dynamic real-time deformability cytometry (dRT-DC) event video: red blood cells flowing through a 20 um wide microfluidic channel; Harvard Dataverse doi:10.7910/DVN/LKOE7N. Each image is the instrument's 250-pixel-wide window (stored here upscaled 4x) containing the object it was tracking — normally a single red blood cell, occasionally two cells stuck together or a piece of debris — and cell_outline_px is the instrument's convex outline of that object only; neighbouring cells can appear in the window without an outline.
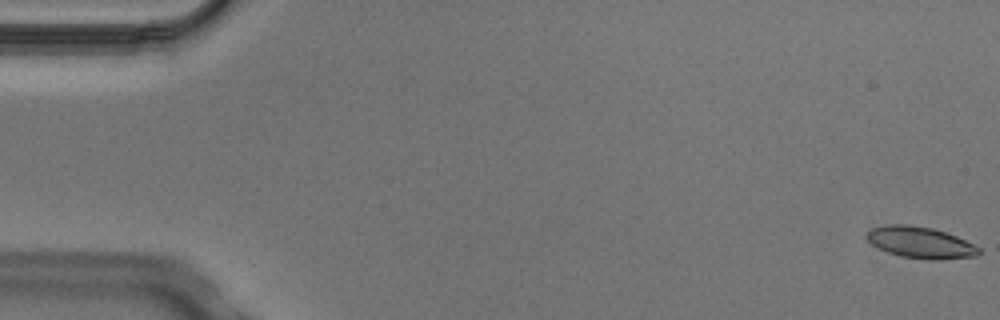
{"species": "Egyptian fruit bat (a non-hibernating species)", "species_latin": "Rousettus aegyptiacus", "temperature_condition": "cold", "stored_images_in_passage": 5, "camera_frame_rate_fps": 3000, "um_per_image_px": 0.085, "animal": {"sex": "male"}, "frame": {"image": 1, "passage_image": 1, "time_ms": 0.0, "image_size_px": [1000, 320], "cell_outline_px": [[980, 252], [976, 256], [940, 260], [932, 260], [900, 256], [888, 252], [872, 244], [864, 236], [872, 228], [888, 224], [908, 224], [932, 228], [956, 236], [980, 248]], "centroid_in_image_um": [78.22, 20.61], "position_along_channel_um": 6.8, "area_um2": 20.4}}